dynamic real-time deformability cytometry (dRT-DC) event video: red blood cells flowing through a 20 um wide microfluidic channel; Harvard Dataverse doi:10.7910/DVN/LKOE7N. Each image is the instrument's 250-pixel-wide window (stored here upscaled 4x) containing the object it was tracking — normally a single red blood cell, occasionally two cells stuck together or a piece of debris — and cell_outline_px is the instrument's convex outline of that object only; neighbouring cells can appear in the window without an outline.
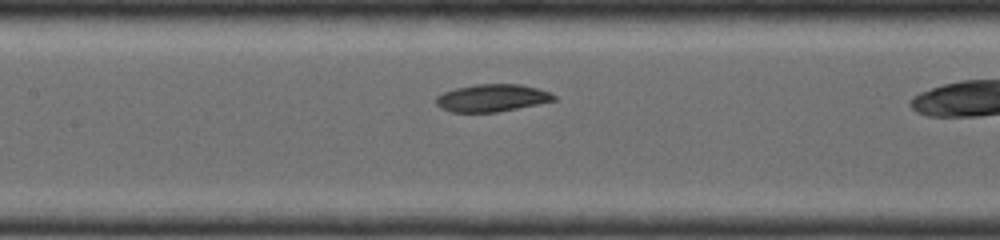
{"species": "common noctule bat (a hibernating species)", "species_latin": "Nyctalus noctula", "temperature_condition": "room temperature", "stored_images_in_passage": 12, "camera_frame_rate_fps": 4000, "um_per_image_px": 0.085, "animal": {"sex": "female", "body_mass_g": 19.0, "forearm_length_mm": 56.7}, "frame": {"image": 1, "passage_image": 6, "time_ms": 2.75, "image_size_px": [1000, 240], "cell_outline_px": [[556, 100], [496, 112], [452, 112], [440, 108], [436, 104], [436, 96], [444, 92], [456, 88], [476, 84], [520, 84], [536, 88], [548, 92], [556, 96]], "centroid_in_image_um": [41.78, 8.32], "position_along_channel_um": 165.6, "area_um2": 18.61}}
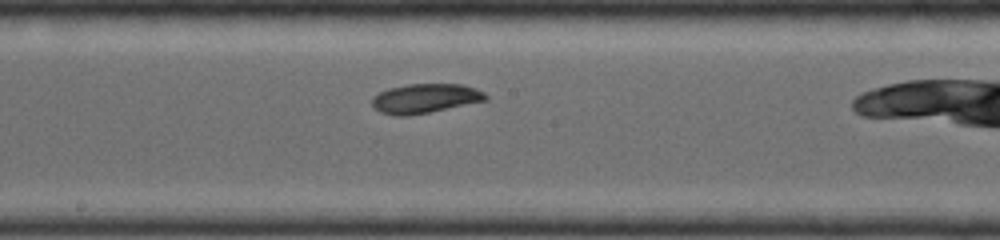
{"frame": {"image": 2, "passage_image": 9, "time_ms": 3.75, "image_size_px": [1000, 240], "cell_outline_px": [[488, 100], [408, 116], [396, 116], [380, 112], [372, 104], [372, 96], [388, 88], [408, 84], [464, 84], [476, 88], [484, 92], [488, 96]], "centroid_in_image_um": [36.15, 8.36], "position_along_channel_um": 212.1, "area_um2": 19.48}}
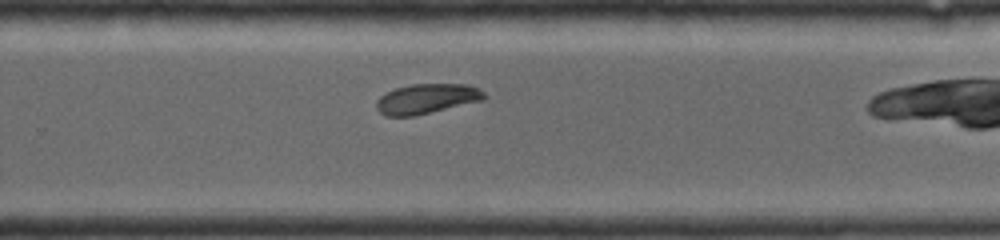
{"frame": {"image": 3, "passage_image": 12, "time_ms": 5.5, "image_size_px": [1000, 240], "cell_outline_px": [[488, 96], [484, 100], [416, 116], [384, 116], [376, 108], [376, 100], [384, 92], [396, 88], [412, 84], [468, 84], [484, 92]], "centroid_in_image_um": [36.26, 8.4], "position_along_channel_um": 293.5, "area_um2": 19.02}}